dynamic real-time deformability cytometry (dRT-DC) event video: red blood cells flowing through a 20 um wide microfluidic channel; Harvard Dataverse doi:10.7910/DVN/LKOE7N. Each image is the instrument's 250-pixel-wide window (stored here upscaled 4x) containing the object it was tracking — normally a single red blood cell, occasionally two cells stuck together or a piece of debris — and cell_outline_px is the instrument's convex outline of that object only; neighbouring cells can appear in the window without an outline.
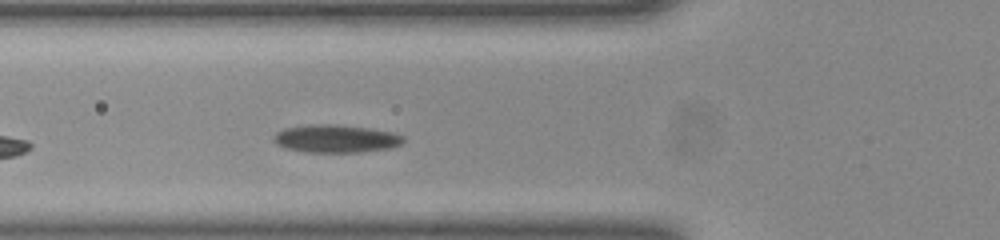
{"species": "common noctule bat (a hibernating species)", "species_latin": "Nyctalus noctula", "temperature_condition": "room temperature", "stored_images_in_passage": 31, "camera_frame_rate_fps": 3000, "um_per_image_px": 0.085, "animal": {"sex": "female", "body_mass_g": 23.0, "forearm_length_mm": 53.4}, "frame": {"image": 1, "passage_image": 6, "time_ms": 1.667, "image_size_px": [1000, 240], "cell_outline_px": [[404, 140], [400, 144], [388, 148], [360, 152], [312, 152], [288, 148], [280, 144], [276, 140], [276, 132], [284, 128], [312, 124], [336, 124], [368, 128], [392, 132], [404, 136]], "centroid_in_image_um": [28.61, 11.77], "position_along_channel_um": 97.2, "area_um2": 20.58}}
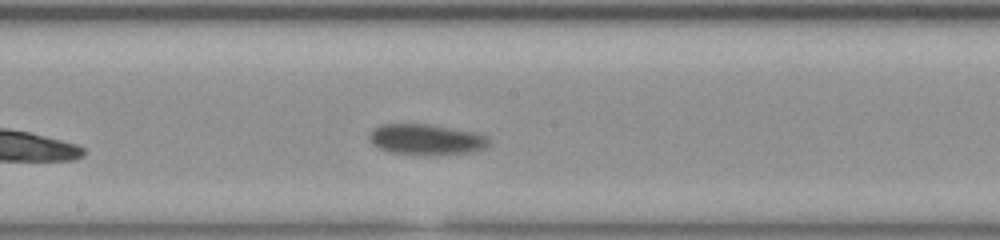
{"frame": {"image": 2, "passage_image": 15, "time_ms": 4.667, "image_size_px": [1000, 240], "cell_outline_px": [[492, 140], [484, 148], [472, 152], [436, 156], [388, 152], [380, 148], [368, 136], [380, 124], [428, 124], [476, 132], [488, 136]], "centroid_in_image_um": [36.31, 11.87], "position_along_channel_um": 211.9, "area_um2": 21.5}}
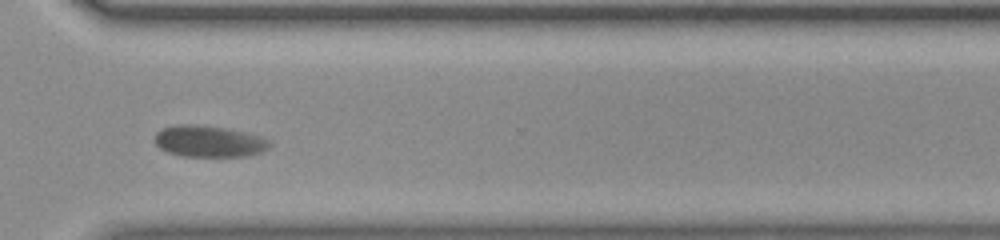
{"frame": {"image": 3, "passage_image": 26, "time_ms": 8.333, "image_size_px": [1000, 240], "cell_outline_px": [[272, 144], [268, 148], [260, 152], [244, 156], [184, 156], [168, 152], [160, 148], [156, 144], [156, 132], [160, 128], [176, 124], [192, 124], [224, 128], [244, 132], [260, 136], [268, 140]], "centroid_in_image_um": [17.74, 12.0], "position_along_channel_um": 352.9, "area_um2": 20.87}, "authors_computed_cell_mechanics": {"area_um2": 20.6924, "velocity_mm_per_s": 3.8387, "shape_relaxation_time_tau1_ms": null, "shape_relaxation_time_tau2_ms": 0.878, "deformation_change_tau1": null, "deformation_change_tau2": 0.0266}}